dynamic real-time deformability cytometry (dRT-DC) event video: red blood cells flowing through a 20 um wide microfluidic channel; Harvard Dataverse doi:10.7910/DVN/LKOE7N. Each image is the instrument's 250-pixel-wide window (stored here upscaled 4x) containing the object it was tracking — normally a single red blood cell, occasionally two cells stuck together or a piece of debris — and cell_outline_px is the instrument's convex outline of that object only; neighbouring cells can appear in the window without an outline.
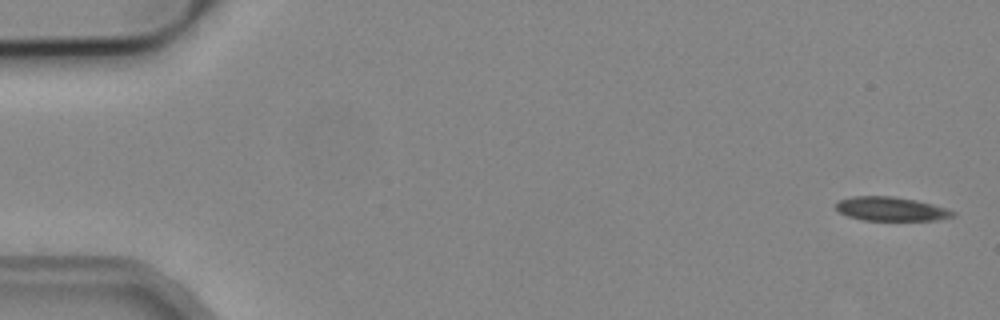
{"species": "common noctule bat (a hibernating species)", "species_latin": "Nyctalus noctula", "temperature_condition": "cold", "stored_images_in_passage": 5, "camera_frame_rate_fps": 3000, "um_per_image_px": 0.085, "animal": {"sex": "male", "body_mass_g": 19.2, "forearm_length_mm": 51.8}, "frame": {"image": 1, "passage_image": 1, "time_ms": 0.0, "image_size_px": [1000, 320], "cell_outline_px": [[956, 216], [936, 220], [864, 220], [848, 216], [840, 212], [836, 208], [836, 204], [840, 200], [852, 196], [892, 196], [916, 200], [932, 204], [956, 212]], "centroid_in_image_um": [75.75, 17.76], "position_along_channel_um": 9.3, "area_um2": 16.18}}
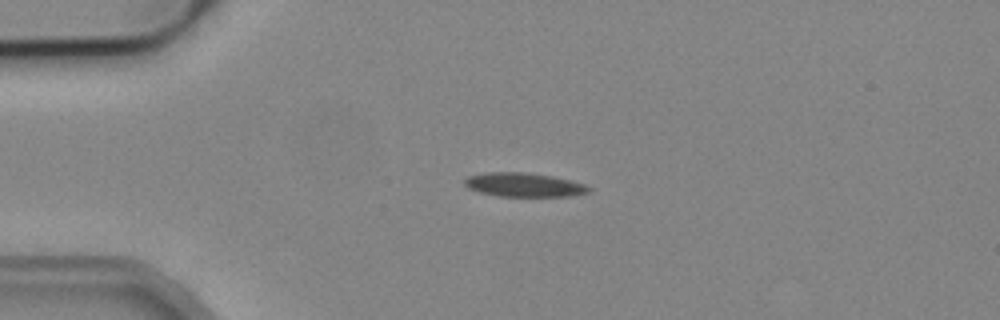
{"frame": {"image": 2, "passage_image": 4, "time_ms": 1.0, "image_size_px": [1000, 320], "cell_outline_px": [[592, 188], [588, 192], [568, 196], [496, 196], [480, 192], [468, 188], [464, 184], [464, 180], [468, 176], [488, 172], [524, 172], [552, 176], [584, 184]], "centroid_in_image_um": [44.5, 15.71], "position_along_channel_um": 40.5, "area_um2": 17.17}}